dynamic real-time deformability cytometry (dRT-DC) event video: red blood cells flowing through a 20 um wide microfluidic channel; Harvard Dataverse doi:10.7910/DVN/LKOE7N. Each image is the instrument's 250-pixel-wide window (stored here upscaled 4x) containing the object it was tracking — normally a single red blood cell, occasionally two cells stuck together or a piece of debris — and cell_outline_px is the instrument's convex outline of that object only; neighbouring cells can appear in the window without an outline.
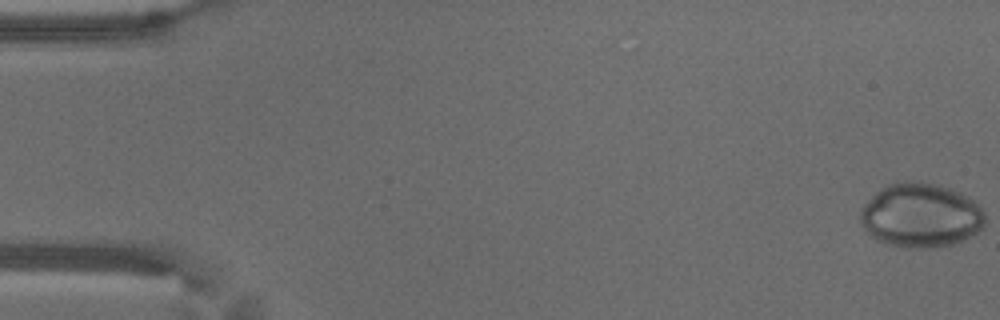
{"species": "common noctule bat (a hibernating species)", "species_latin": "Nyctalus noctula", "temperature_condition": "warm", "stored_images_in_passage": 56, "camera_frame_rate_fps": 3000, "um_per_image_px": 0.085, "animal": {"sex": "male", "body_mass_g": 18.8}, "frame": {"image": 1, "passage_image": 1, "time_ms": 0.0, "image_size_px": [1000, 320], "cell_outline_px": [[984, 224], [976, 232], [964, 240], [952, 244], [928, 248], [904, 248], [888, 244], [876, 240], [864, 228], [860, 220], [860, 208], [876, 192], [892, 184], [940, 184], [952, 188], [968, 196], [984, 212]], "centroid_in_image_um": [78.26, 18.35], "position_along_channel_um": 6.7, "area_um2": 45.89}}
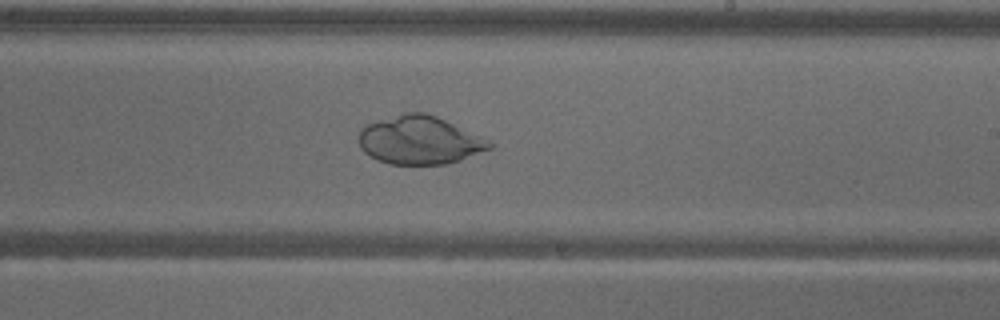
{"frame": {"image": 2, "passage_image": 34, "time_ms": 11.0, "image_size_px": [1000, 320], "cell_outline_px": [[496, 144], [492, 148], [460, 160], [448, 164], [388, 164], [376, 160], [364, 152], [360, 148], [360, 128], [376, 120], [404, 112], [424, 112], [436, 116], [480, 136]], "centroid_in_image_um": [35.65, 11.92], "position_along_channel_um": 253.3, "area_um2": 36.76}}
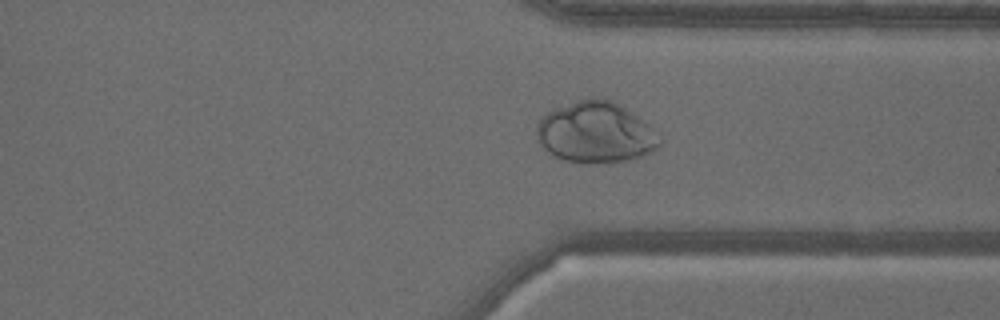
{"frame": {"image": 3, "passage_image": 43, "time_ms": 14.0, "image_size_px": [1000, 320], "cell_outline_px": [[664, 140], [652, 152], [628, 160], [608, 164], [596, 164], [564, 160], [556, 156], [544, 148], [536, 140], [536, 124], [548, 112], [556, 108], [592, 96], [612, 100], [620, 104], [652, 128]], "centroid_in_image_um": [50.64, 11.27], "position_along_channel_um": 360.8, "area_um2": 43.81}}